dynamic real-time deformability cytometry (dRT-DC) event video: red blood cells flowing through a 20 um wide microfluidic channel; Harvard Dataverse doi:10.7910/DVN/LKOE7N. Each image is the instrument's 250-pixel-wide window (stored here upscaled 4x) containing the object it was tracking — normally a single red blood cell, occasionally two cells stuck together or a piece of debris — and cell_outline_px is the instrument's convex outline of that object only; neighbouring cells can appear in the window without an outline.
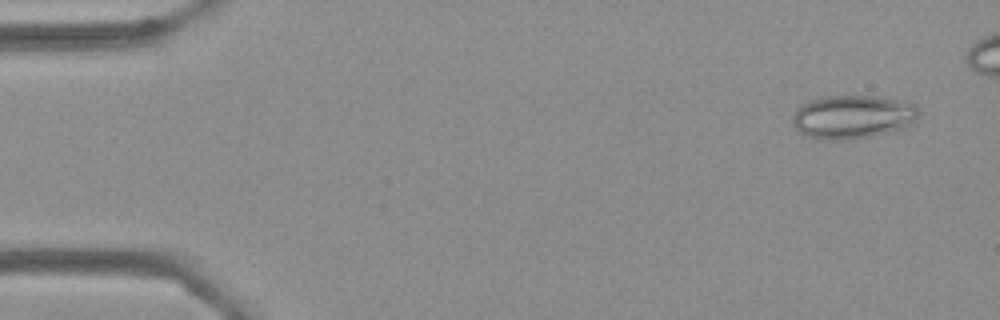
{"species": "Egyptian fruit bat (a non-hibernating species)", "species_latin": "Rousettus aegyptiacus", "temperature_condition": "cold", "stored_images_in_passage": 48, "camera_frame_rate_fps": 3000, "um_per_image_px": 0.085, "frame": {"image": 1, "passage_image": 1, "time_ms": 0.0, "image_size_px": [1000, 320], "cell_outline_px": [[920, 112], [912, 124], [904, 128], [888, 132], [868, 136], [840, 140], [836, 140], [808, 136], [800, 132], [796, 128], [792, 120], [792, 116], [796, 108], [800, 104], [808, 100], [820, 96], [876, 96], [904, 100], [916, 104]], "centroid_in_image_um": [72.49, 9.89], "position_along_channel_um": 12.5, "area_um2": 32.14}}
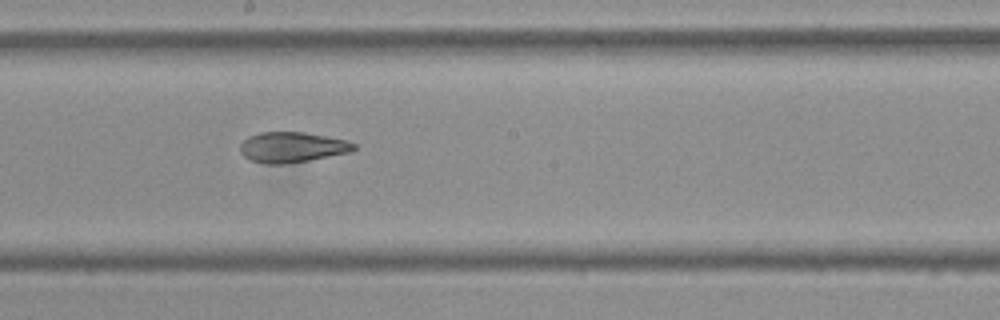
{"frame": {"image": 2, "passage_image": 28, "time_ms": 9.0, "image_size_px": [1000, 320], "cell_outline_px": [[356, 148], [352, 152], [308, 160], [284, 164], [264, 164], [252, 160], [244, 156], [240, 152], [240, 144], [248, 136], [260, 132], [304, 132], [328, 136], [348, 140], [356, 144]], "centroid_in_image_um": [24.85, 12.5], "position_along_channel_um": 223.3, "area_um2": 20.29}}
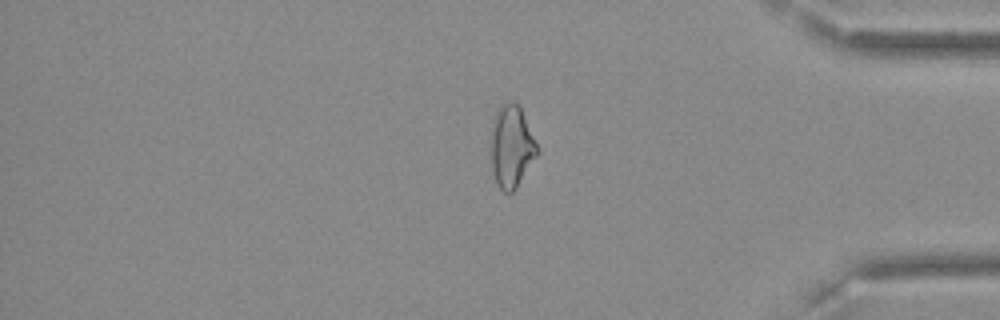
{"frame": {"image": 3, "passage_image": 44, "time_ms": 14.333, "image_size_px": [1000, 320], "cell_outline_px": [[540, 152], [516, 188], [512, 192], [504, 192], [500, 188], [496, 180], [492, 168], [492, 120], [500, 104], [516, 104], [520, 108]], "centroid_in_image_um": [43.49, 12.49], "position_along_channel_um": 391.7, "area_um2": 21.56}, "authors_computed_cell_mechanics": {"area_um2": 21.5305, "velocity_mm_per_s": 3.6203, "shape_relaxation_time_tau1_ms": null, "shape_relaxation_time_tau2_ms": 4.0177, "deformation_change_tau1": null, "deformation_change_tau2": 0.1202}}